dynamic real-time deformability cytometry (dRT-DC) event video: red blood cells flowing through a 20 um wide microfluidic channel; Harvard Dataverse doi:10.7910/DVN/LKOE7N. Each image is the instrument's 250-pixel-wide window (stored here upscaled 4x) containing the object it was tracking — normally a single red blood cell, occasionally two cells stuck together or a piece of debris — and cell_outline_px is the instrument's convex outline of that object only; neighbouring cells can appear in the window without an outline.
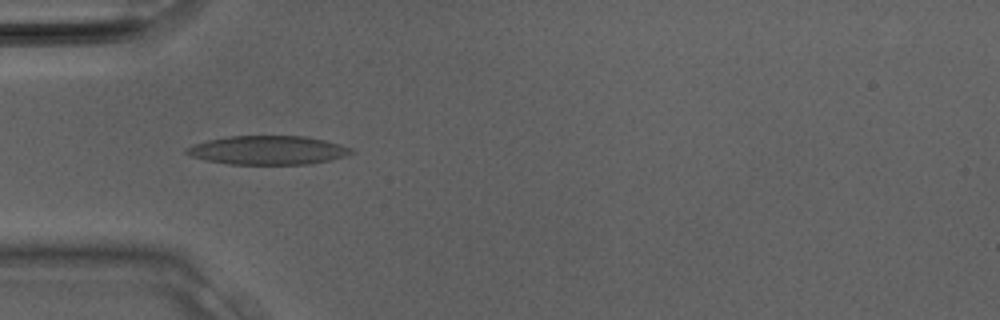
{"species": "Egyptian fruit bat (a non-hibernating species)", "species_latin": "Rousettus aegyptiacus", "temperature_condition": "room temperature", "stored_images_in_passage": 21, "camera_frame_rate_fps": 3000, "um_per_image_px": 0.085, "animal": {"sex": "male"}, "frame": {"image": 1, "passage_image": 10, "time_ms": 3.0, "image_size_px": [1000, 320], "cell_outline_px": [[356, 152], [344, 156], [328, 160], [308, 164], [228, 164], [204, 160], [192, 156], [184, 152], [184, 148], [208, 140], [228, 136], [304, 136], [324, 140], [340, 144], [352, 148]], "centroid_in_image_um": [22.76, 12.76], "position_along_channel_um": 62.2, "area_um2": 27.57}}
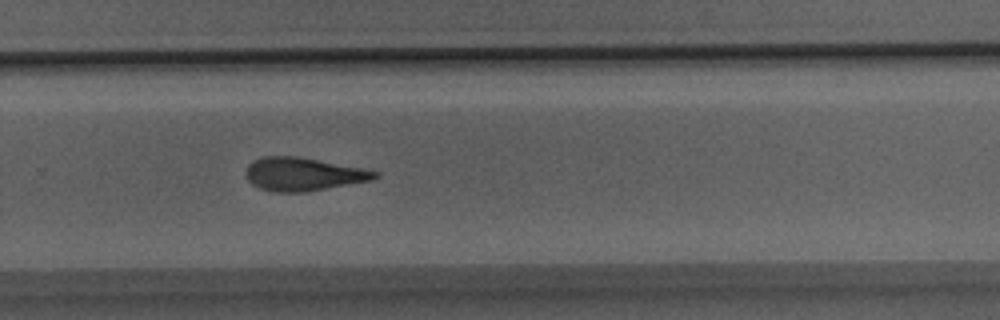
{"frame": {"image": 2, "passage_image": 21, "time_ms": 6.667, "image_size_px": [1000, 320], "cell_outline_px": [[380, 176], [372, 180], [304, 192], [276, 192], [260, 188], [252, 184], [248, 180], [244, 172], [248, 164], [252, 160], [264, 156], [296, 156], [360, 168], [380, 172]], "centroid_in_image_um": [25.73, 14.8], "position_along_channel_um": 304.1, "area_um2": 24.8}}